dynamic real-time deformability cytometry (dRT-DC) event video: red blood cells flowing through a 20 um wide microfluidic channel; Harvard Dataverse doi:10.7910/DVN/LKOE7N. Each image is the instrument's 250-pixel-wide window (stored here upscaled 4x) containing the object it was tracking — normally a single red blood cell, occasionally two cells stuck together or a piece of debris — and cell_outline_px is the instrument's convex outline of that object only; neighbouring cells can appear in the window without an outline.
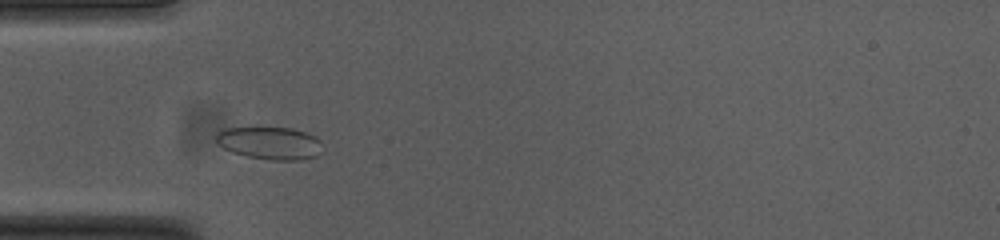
{"species": "common noctule bat (a hibernating species)", "species_latin": "Nyctalus noctula", "temperature_condition": "cold", "stored_images_in_passage": 39, "camera_frame_rate_fps": 3000, "um_per_image_px": 0.085, "animal": {"sex": "female", "body_mass_g": 23.0, "forearm_length_mm": 53.4}, "frame": {"image": 1, "passage_image": 1, "time_ms": 0.0, "image_size_px": [1000, 240], "cell_outline_px": [[320, 152], [316, 156], [300, 160], [272, 160], [248, 156], [232, 152], [216, 144], [216, 132], [220, 128], [252, 124], [292, 128], [316, 136], [320, 140]], "centroid_in_image_um": [22.84, 12.09], "position_along_channel_um": 62.2, "area_um2": 21.21}}
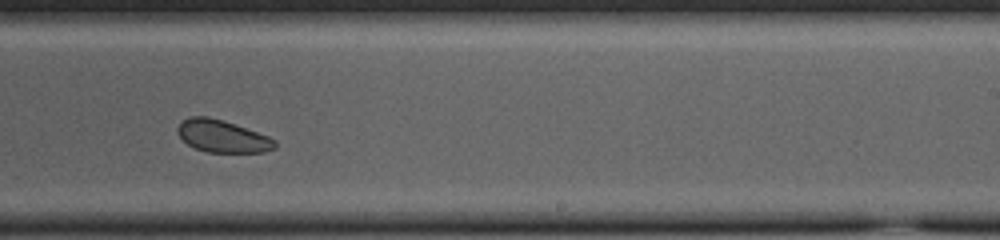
{"frame": {"image": 2, "passage_image": 18, "time_ms": 5.667, "image_size_px": [1000, 240], "cell_outline_px": [[276, 148], [264, 152], [208, 152], [196, 148], [188, 144], [176, 132], [176, 128], [184, 120], [192, 116], [208, 116], [224, 120], [268, 136], [276, 140]], "centroid_in_image_um": [18.92, 11.57], "position_along_channel_um": 270.1, "area_um2": 18.21}}
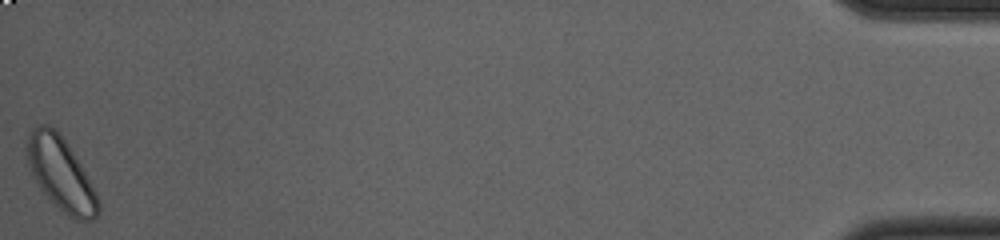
{"frame": {"image": 3, "passage_image": 39, "time_ms": 12.667, "image_size_px": [1000, 240], "cell_outline_px": [[100, 212], [92, 220], [76, 220], [68, 216], [40, 188], [28, 164], [24, 152], [28, 136], [40, 124], [48, 124], [64, 140], [80, 164], [92, 184], [96, 192], [100, 204]], "centroid_in_image_um": [5.18, 14.8], "position_along_channel_um": 430.0, "area_um2": 29.54}, "authors_computed_cell_mechanics": {"area_um2": 19.9988, "velocity_mm_per_s": 3.6982, "shape_relaxation_time_tau1_ms": null, "shape_relaxation_time_tau2_ms": 7.2449, "deformation_change_tau1": null, "deformation_change_tau2": 0.1029}}